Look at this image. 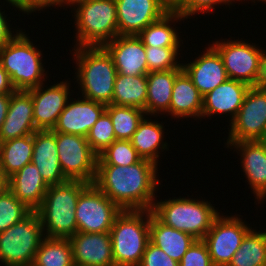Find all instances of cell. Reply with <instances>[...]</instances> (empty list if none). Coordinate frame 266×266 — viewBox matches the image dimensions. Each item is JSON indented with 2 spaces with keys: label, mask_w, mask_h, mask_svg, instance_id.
I'll return each mask as SVG.
<instances>
[{
  "label": "cell",
  "mask_w": 266,
  "mask_h": 266,
  "mask_svg": "<svg viewBox=\"0 0 266 266\" xmlns=\"http://www.w3.org/2000/svg\"><path fill=\"white\" fill-rule=\"evenodd\" d=\"M229 126V127H228ZM227 126L224 142L264 140L266 134V84L252 86L242 106Z\"/></svg>",
  "instance_id": "cell-11"
},
{
  "label": "cell",
  "mask_w": 266,
  "mask_h": 266,
  "mask_svg": "<svg viewBox=\"0 0 266 266\" xmlns=\"http://www.w3.org/2000/svg\"><path fill=\"white\" fill-rule=\"evenodd\" d=\"M249 88L250 86L246 83L233 79H228L218 85L203 96L201 121L206 117L210 120L222 115L220 118L227 119L226 117L229 116L226 121L230 124L242 106Z\"/></svg>",
  "instance_id": "cell-17"
},
{
  "label": "cell",
  "mask_w": 266,
  "mask_h": 266,
  "mask_svg": "<svg viewBox=\"0 0 266 266\" xmlns=\"http://www.w3.org/2000/svg\"><path fill=\"white\" fill-rule=\"evenodd\" d=\"M112 56L118 74L147 75L145 46L137 35H118L103 46Z\"/></svg>",
  "instance_id": "cell-20"
},
{
  "label": "cell",
  "mask_w": 266,
  "mask_h": 266,
  "mask_svg": "<svg viewBox=\"0 0 266 266\" xmlns=\"http://www.w3.org/2000/svg\"><path fill=\"white\" fill-rule=\"evenodd\" d=\"M203 96L193 84L191 78L182 70L175 79L169 107V117L178 122L183 119L189 121L200 120ZM189 118V120H188ZM191 118V119H190Z\"/></svg>",
  "instance_id": "cell-25"
},
{
  "label": "cell",
  "mask_w": 266,
  "mask_h": 266,
  "mask_svg": "<svg viewBox=\"0 0 266 266\" xmlns=\"http://www.w3.org/2000/svg\"><path fill=\"white\" fill-rule=\"evenodd\" d=\"M34 163H28L8 179L7 188L32 211H36L48 190Z\"/></svg>",
  "instance_id": "cell-26"
},
{
  "label": "cell",
  "mask_w": 266,
  "mask_h": 266,
  "mask_svg": "<svg viewBox=\"0 0 266 266\" xmlns=\"http://www.w3.org/2000/svg\"><path fill=\"white\" fill-rule=\"evenodd\" d=\"M44 237L41 219L36 211H32L0 233V266H33Z\"/></svg>",
  "instance_id": "cell-9"
},
{
  "label": "cell",
  "mask_w": 266,
  "mask_h": 266,
  "mask_svg": "<svg viewBox=\"0 0 266 266\" xmlns=\"http://www.w3.org/2000/svg\"><path fill=\"white\" fill-rule=\"evenodd\" d=\"M15 91L10 77L0 64V94H12Z\"/></svg>",
  "instance_id": "cell-44"
},
{
  "label": "cell",
  "mask_w": 266,
  "mask_h": 266,
  "mask_svg": "<svg viewBox=\"0 0 266 266\" xmlns=\"http://www.w3.org/2000/svg\"><path fill=\"white\" fill-rule=\"evenodd\" d=\"M35 131L31 93L15 90L10 94L8 112L0 129V143L34 134Z\"/></svg>",
  "instance_id": "cell-23"
},
{
  "label": "cell",
  "mask_w": 266,
  "mask_h": 266,
  "mask_svg": "<svg viewBox=\"0 0 266 266\" xmlns=\"http://www.w3.org/2000/svg\"><path fill=\"white\" fill-rule=\"evenodd\" d=\"M59 7L66 11V9L69 8L68 0H24V20L26 15H28L27 17L31 15L35 17L36 15L39 16L41 11L45 13V10L48 12L47 9L53 11L52 9L57 10ZM35 13L36 15H34Z\"/></svg>",
  "instance_id": "cell-43"
},
{
  "label": "cell",
  "mask_w": 266,
  "mask_h": 266,
  "mask_svg": "<svg viewBox=\"0 0 266 266\" xmlns=\"http://www.w3.org/2000/svg\"><path fill=\"white\" fill-rule=\"evenodd\" d=\"M183 23H186L185 19L178 12H167L159 20L151 23L145 29H143L137 36L142 41L144 46L151 47H186L184 43L185 36L180 31ZM179 24V26L177 25ZM176 25V26H175ZM178 26V27H177ZM179 31V32H178Z\"/></svg>",
  "instance_id": "cell-27"
},
{
  "label": "cell",
  "mask_w": 266,
  "mask_h": 266,
  "mask_svg": "<svg viewBox=\"0 0 266 266\" xmlns=\"http://www.w3.org/2000/svg\"><path fill=\"white\" fill-rule=\"evenodd\" d=\"M71 48V60L76 65L72 79L77 86L73 87L79 90L77 95L110 104L117 75L112 56L103 46Z\"/></svg>",
  "instance_id": "cell-2"
},
{
  "label": "cell",
  "mask_w": 266,
  "mask_h": 266,
  "mask_svg": "<svg viewBox=\"0 0 266 266\" xmlns=\"http://www.w3.org/2000/svg\"><path fill=\"white\" fill-rule=\"evenodd\" d=\"M189 195L168 196V199L163 200L158 198L151 211L164 225L188 233L195 239H203L222 211L209 199H203L202 196L193 198Z\"/></svg>",
  "instance_id": "cell-4"
},
{
  "label": "cell",
  "mask_w": 266,
  "mask_h": 266,
  "mask_svg": "<svg viewBox=\"0 0 266 266\" xmlns=\"http://www.w3.org/2000/svg\"><path fill=\"white\" fill-rule=\"evenodd\" d=\"M69 240L75 265L115 266L110 232H77Z\"/></svg>",
  "instance_id": "cell-21"
},
{
  "label": "cell",
  "mask_w": 266,
  "mask_h": 266,
  "mask_svg": "<svg viewBox=\"0 0 266 266\" xmlns=\"http://www.w3.org/2000/svg\"><path fill=\"white\" fill-rule=\"evenodd\" d=\"M147 75H116L112 102L116 106L140 108L146 114Z\"/></svg>",
  "instance_id": "cell-31"
},
{
  "label": "cell",
  "mask_w": 266,
  "mask_h": 266,
  "mask_svg": "<svg viewBox=\"0 0 266 266\" xmlns=\"http://www.w3.org/2000/svg\"><path fill=\"white\" fill-rule=\"evenodd\" d=\"M28 35L29 31L27 33L26 29L21 27L11 40L0 48V64L8 73L15 90L28 91L47 83V80L49 83L51 81L48 79L49 68H46L44 60L46 54L39 48L40 44L35 45L38 40L33 41Z\"/></svg>",
  "instance_id": "cell-3"
},
{
  "label": "cell",
  "mask_w": 266,
  "mask_h": 266,
  "mask_svg": "<svg viewBox=\"0 0 266 266\" xmlns=\"http://www.w3.org/2000/svg\"><path fill=\"white\" fill-rule=\"evenodd\" d=\"M34 134L0 143V167L7 179L31 163Z\"/></svg>",
  "instance_id": "cell-30"
},
{
  "label": "cell",
  "mask_w": 266,
  "mask_h": 266,
  "mask_svg": "<svg viewBox=\"0 0 266 266\" xmlns=\"http://www.w3.org/2000/svg\"><path fill=\"white\" fill-rule=\"evenodd\" d=\"M237 2H240V0H185L176 12L180 13L187 20H190V18L193 20L195 17L200 19L197 18V15L203 14L204 17L205 15L209 17L210 14L215 13V10L217 11L218 8H222L220 6H223L222 9L228 8L229 11L230 7L235 6Z\"/></svg>",
  "instance_id": "cell-39"
},
{
  "label": "cell",
  "mask_w": 266,
  "mask_h": 266,
  "mask_svg": "<svg viewBox=\"0 0 266 266\" xmlns=\"http://www.w3.org/2000/svg\"><path fill=\"white\" fill-rule=\"evenodd\" d=\"M118 35H138L168 11L158 0H115Z\"/></svg>",
  "instance_id": "cell-19"
},
{
  "label": "cell",
  "mask_w": 266,
  "mask_h": 266,
  "mask_svg": "<svg viewBox=\"0 0 266 266\" xmlns=\"http://www.w3.org/2000/svg\"><path fill=\"white\" fill-rule=\"evenodd\" d=\"M168 12H176L185 0H158Z\"/></svg>",
  "instance_id": "cell-46"
},
{
  "label": "cell",
  "mask_w": 266,
  "mask_h": 266,
  "mask_svg": "<svg viewBox=\"0 0 266 266\" xmlns=\"http://www.w3.org/2000/svg\"><path fill=\"white\" fill-rule=\"evenodd\" d=\"M139 266H179V262L149 241Z\"/></svg>",
  "instance_id": "cell-41"
},
{
  "label": "cell",
  "mask_w": 266,
  "mask_h": 266,
  "mask_svg": "<svg viewBox=\"0 0 266 266\" xmlns=\"http://www.w3.org/2000/svg\"><path fill=\"white\" fill-rule=\"evenodd\" d=\"M10 104V94H0V129L6 118Z\"/></svg>",
  "instance_id": "cell-45"
},
{
  "label": "cell",
  "mask_w": 266,
  "mask_h": 266,
  "mask_svg": "<svg viewBox=\"0 0 266 266\" xmlns=\"http://www.w3.org/2000/svg\"><path fill=\"white\" fill-rule=\"evenodd\" d=\"M255 227L246 234L228 266H266V229Z\"/></svg>",
  "instance_id": "cell-32"
},
{
  "label": "cell",
  "mask_w": 266,
  "mask_h": 266,
  "mask_svg": "<svg viewBox=\"0 0 266 266\" xmlns=\"http://www.w3.org/2000/svg\"><path fill=\"white\" fill-rule=\"evenodd\" d=\"M79 1H82V0H68V2H69V7H70L74 2H79Z\"/></svg>",
  "instance_id": "cell-50"
},
{
  "label": "cell",
  "mask_w": 266,
  "mask_h": 266,
  "mask_svg": "<svg viewBox=\"0 0 266 266\" xmlns=\"http://www.w3.org/2000/svg\"><path fill=\"white\" fill-rule=\"evenodd\" d=\"M0 2H3L5 4H8V5L14 7L15 8L14 11L17 12V10H18V12H19L18 13L19 19H17V20H19L20 22L22 20H24L22 18L20 20V17L24 14V0H2V1L0 0ZM20 13H22V15Z\"/></svg>",
  "instance_id": "cell-47"
},
{
  "label": "cell",
  "mask_w": 266,
  "mask_h": 266,
  "mask_svg": "<svg viewBox=\"0 0 266 266\" xmlns=\"http://www.w3.org/2000/svg\"><path fill=\"white\" fill-rule=\"evenodd\" d=\"M33 266H74L70 240L44 237L36 252Z\"/></svg>",
  "instance_id": "cell-33"
},
{
  "label": "cell",
  "mask_w": 266,
  "mask_h": 266,
  "mask_svg": "<svg viewBox=\"0 0 266 266\" xmlns=\"http://www.w3.org/2000/svg\"><path fill=\"white\" fill-rule=\"evenodd\" d=\"M75 95L74 98L71 96L59 115L53 131L87 137L91 127L106 110V104Z\"/></svg>",
  "instance_id": "cell-18"
},
{
  "label": "cell",
  "mask_w": 266,
  "mask_h": 266,
  "mask_svg": "<svg viewBox=\"0 0 266 266\" xmlns=\"http://www.w3.org/2000/svg\"><path fill=\"white\" fill-rule=\"evenodd\" d=\"M179 266H214L202 239H197L190 246L179 262Z\"/></svg>",
  "instance_id": "cell-40"
},
{
  "label": "cell",
  "mask_w": 266,
  "mask_h": 266,
  "mask_svg": "<svg viewBox=\"0 0 266 266\" xmlns=\"http://www.w3.org/2000/svg\"><path fill=\"white\" fill-rule=\"evenodd\" d=\"M7 5L8 4L0 2V48L7 44L21 30L20 27L17 25V22L15 24V21H13L14 23L11 21V19H13L11 17L13 16L9 9L13 11L14 7ZM6 9L10 13L7 14ZM9 14H11V17ZM13 24L15 25V27H13Z\"/></svg>",
  "instance_id": "cell-42"
},
{
  "label": "cell",
  "mask_w": 266,
  "mask_h": 266,
  "mask_svg": "<svg viewBox=\"0 0 266 266\" xmlns=\"http://www.w3.org/2000/svg\"><path fill=\"white\" fill-rule=\"evenodd\" d=\"M86 139L97 155L116 140L111 118L106 111L91 127Z\"/></svg>",
  "instance_id": "cell-38"
},
{
  "label": "cell",
  "mask_w": 266,
  "mask_h": 266,
  "mask_svg": "<svg viewBox=\"0 0 266 266\" xmlns=\"http://www.w3.org/2000/svg\"><path fill=\"white\" fill-rule=\"evenodd\" d=\"M32 212L7 188L0 194V233L22 221Z\"/></svg>",
  "instance_id": "cell-37"
},
{
  "label": "cell",
  "mask_w": 266,
  "mask_h": 266,
  "mask_svg": "<svg viewBox=\"0 0 266 266\" xmlns=\"http://www.w3.org/2000/svg\"><path fill=\"white\" fill-rule=\"evenodd\" d=\"M121 211L118 205L91 183L80 193L77 201V232H110Z\"/></svg>",
  "instance_id": "cell-13"
},
{
  "label": "cell",
  "mask_w": 266,
  "mask_h": 266,
  "mask_svg": "<svg viewBox=\"0 0 266 266\" xmlns=\"http://www.w3.org/2000/svg\"><path fill=\"white\" fill-rule=\"evenodd\" d=\"M183 69L155 71L147 74L146 115L169 118L172 89L176 76Z\"/></svg>",
  "instance_id": "cell-28"
},
{
  "label": "cell",
  "mask_w": 266,
  "mask_h": 266,
  "mask_svg": "<svg viewBox=\"0 0 266 266\" xmlns=\"http://www.w3.org/2000/svg\"><path fill=\"white\" fill-rule=\"evenodd\" d=\"M230 37L209 40L220 54L229 79L250 87L266 84V47L250 39L244 40V37L236 40Z\"/></svg>",
  "instance_id": "cell-7"
},
{
  "label": "cell",
  "mask_w": 266,
  "mask_h": 266,
  "mask_svg": "<svg viewBox=\"0 0 266 266\" xmlns=\"http://www.w3.org/2000/svg\"><path fill=\"white\" fill-rule=\"evenodd\" d=\"M56 142L59 163L66 179L94 183L98 156L86 137L56 132Z\"/></svg>",
  "instance_id": "cell-12"
},
{
  "label": "cell",
  "mask_w": 266,
  "mask_h": 266,
  "mask_svg": "<svg viewBox=\"0 0 266 266\" xmlns=\"http://www.w3.org/2000/svg\"><path fill=\"white\" fill-rule=\"evenodd\" d=\"M88 185L80 180H67L48 187L42 204L36 210L45 237L69 239L77 233V201Z\"/></svg>",
  "instance_id": "cell-6"
},
{
  "label": "cell",
  "mask_w": 266,
  "mask_h": 266,
  "mask_svg": "<svg viewBox=\"0 0 266 266\" xmlns=\"http://www.w3.org/2000/svg\"><path fill=\"white\" fill-rule=\"evenodd\" d=\"M8 186V179L5 177L3 170L0 167V194L3 193Z\"/></svg>",
  "instance_id": "cell-48"
},
{
  "label": "cell",
  "mask_w": 266,
  "mask_h": 266,
  "mask_svg": "<svg viewBox=\"0 0 266 266\" xmlns=\"http://www.w3.org/2000/svg\"><path fill=\"white\" fill-rule=\"evenodd\" d=\"M112 121L116 140H130L146 115L140 108L107 104L105 110Z\"/></svg>",
  "instance_id": "cell-34"
},
{
  "label": "cell",
  "mask_w": 266,
  "mask_h": 266,
  "mask_svg": "<svg viewBox=\"0 0 266 266\" xmlns=\"http://www.w3.org/2000/svg\"><path fill=\"white\" fill-rule=\"evenodd\" d=\"M183 48L145 46L148 72L183 69L182 59L184 57L182 55L186 52ZM182 50L184 52H181Z\"/></svg>",
  "instance_id": "cell-35"
},
{
  "label": "cell",
  "mask_w": 266,
  "mask_h": 266,
  "mask_svg": "<svg viewBox=\"0 0 266 266\" xmlns=\"http://www.w3.org/2000/svg\"><path fill=\"white\" fill-rule=\"evenodd\" d=\"M241 2L238 4V6L241 4V3H247L248 2V4H249V1H250V3L252 2L253 4L252 5H257V3L256 2H258V3H262L261 5H263L264 6V4H266V0H240ZM244 1H247V2H244ZM264 3V4H263Z\"/></svg>",
  "instance_id": "cell-49"
},
{
  "label": "cell",
  "mask_w": 266,
  "mask_h": 266,
  "mask_svg": "<svg viewBox=\"0 0 266 266\" xmlns=\"http://www.w3.org/2000/svg\"><path fill=\"white\" fill-rule=\"evenodd\" d=\"M71 81L70 78H64L62 81L55 80L54 84L51 82L52 85L44 83L28 90L33 99V120L36 130H53L70 96L75 95Z\"/></svg>",
  "instance_id": "cell-15"
},
{
  "label": "cell",
  "mask_w": 266,
  "mask_h": 266,
  "mask_svg": "<svg viewBox=\"0 0 266 266\" xmlns=\"http://www.w3.org/2000/svg\"><path fill=\"white\" fill-rule=\"evenodd\" d=\"M196 240L188 233L164 225L150 210V241L172 259L180 262Z\"/></svg>",
  "instance_id": "cell-29"
},
{
  "label": "cell",
  "mask_w": 266,
  "mask_h": 266,
  "mask_svg": "<svg viewBox=\"0 0 266 266\" xmlns=\"http://www.w3.org/2000/svg\"><path fill=\"white\" fill-rule=\"evenodd\" d=\"M206 45L200 54L197 52L195 59L192 56L190 61L188 58L182 60L183 70L202 96L229 79L218 51L209 42Z\"/></svg>",
  "instance_id": "cell-16"
},
{
  "label": "cell",
  "mask_w": 266,
  "mask_h": 266,
  "mask_svg": "<svg viewBox=\"0 0 266 266\" xmlns=\"http://www.w3.org/2000/svg\"><path fill=\"white\" fill-rule=\"evenodd\" d=\"M97 156V165L129 166L141 159L130 140H115Z\"/></svg>",
  "instance_id": "cell-36"
},
{
  "label": "cell",
  "mask_w": 266,
  "mask_h": 266,
  "mask_svg": "<svg viewBox=\"0 0 266 266\" xmlns=\"http://www.w3.org/2000/svg\"><path fill=\"white\" fill-rule=\"evenodd\" d=\"M157 117L160 119L164 118L161 116L145 115L139 122L130 142L142 159L150 160L159 167H162L160 163L163 162H161L160 158L161 156L164 157L166 151L170 148V144L168 143V138L165 137L169 135L165 132V130L168 132L167 128H165L167 121H160Z\"/></svg>",
  "instance_id": "cell-22"
},
{
  "label": "cell",
  "mask_w": 266,
  "mask_h": 266,
  "mask_svg": "<svg viewBox=\"0 0 266 266\" xmlns=\"http://www.w3.org/2000/svg\"><path fill=\"white\" fill-rule=\"evenodd\" d=\"M227 151H233L240 160V171L246 178L245 183L252 195H254L255 205H261L266 202V142L263 140L223 142Z\"/></svg>",
  "instance_id": "cell-14"
},
{
  "label": "cell",
  "mask_w": 266,
  "mask_h": 266,
  "mask_svg": "<svg viewBox=\"0 0 266 266\" xmlns=\"http://www.w3.org/2000/svg\"><path fill=\"white\" fill-rule=\"evenodd\" d=\"M32 154L31 162L37 167L48 186L67 181L59 163L56 132L53 130H36Z\"/></svg>",
  "instance_id": "cell-24"
},
{
  "label": "cell",
  "mask_w": 266,
  "mask_h": 266,
  "mask_svg": "<svg viewBox=\"0 0 266 266\" xmlns=\"http://www.w3.org/2000/svg\"><path fill=\"white\" fill-rule=\"evenodd\" d=\"M72 13L73 47L104 46L118 36L115 0H82L74 2Z\"/></svg>",
  "instance_id": "cell-5"
},
{
  "label": "cell",
  "mask_w": 266,
  "mask_h": 266,
  "mask_svg": "<svg viewBox=\"0 0 266 266\" xmlns=\"http://www.w3.org/2000/svg\"><path fill=\"white\" fill-rule=\"evenodd\" d=\"M159 169L142 158L129 166L97 165L94 184L122 210H152L163 181Z\"/></svg>",
  "instance_id": "cell-1"
},
{
  "label": "cell",
  "mask_w": 266,
  "mask_h": 266,
  "mask_svg": "<svg viewBox=\"0 0 266 266\" xmlns=\"http://www.w3.org/2000/svg\"><path fill=\"white\" fill-rule=\"evenodd\" d=\"M221 213L202 239L214 266H228L246 234L253 228L243 215Z\"/></svg>",
  "instance_id": "cell-10"
},
{
  "label": "cell",
  "mask_w": 266,
  "mask_h": 266,
  "mask_svg": "<svg viewBox=\"0 0 266 266\" xmlns=\"http://www.w3.org/2000/svg\"><path fill=\"white\" fill-rule=\"evenodd\" d=\"M110 234L115 266H139L150 241V210H122Z\"/></svg>",
  "instance_id": "cell-8"
}]
</instances>
